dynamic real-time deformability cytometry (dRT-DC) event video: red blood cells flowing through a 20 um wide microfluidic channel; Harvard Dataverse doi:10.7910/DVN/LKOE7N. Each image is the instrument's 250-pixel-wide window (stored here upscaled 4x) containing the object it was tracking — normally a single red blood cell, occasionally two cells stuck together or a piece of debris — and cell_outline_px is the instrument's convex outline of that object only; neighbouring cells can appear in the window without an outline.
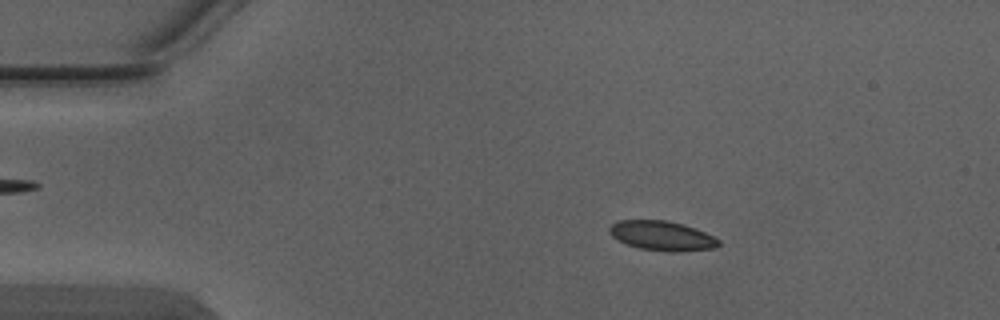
{"species": "Egyptian fruit bat (a non-hibernating species)", "species_latin": "Rousettus aegyptiacus", "temperature_condition": "warm", "stored_images_in_passage": 4, "segment_of_instrument_passage": [1, 2], "camera_frame_rate_fps": 3000, "um_per_image_px": 0.085, "animal": {"sex": "male"}, "frame": {"image": 1, "passage_image": 2, "time_ms": 0.333, "image_size_px": [1000, 320], "cell_outline_px": [[720, 244], [716, 248], [640, 248], [628, 244], [612, 236], [608, 232], [608, 228], [612, 224], [620, 220], [668, 220], [684, 224], [696, 228], [720, 240]], "centroid_in_image_um": [56.21, 19.95], "position_along_channel_um": 28.8, "area_um2": 17.63}}